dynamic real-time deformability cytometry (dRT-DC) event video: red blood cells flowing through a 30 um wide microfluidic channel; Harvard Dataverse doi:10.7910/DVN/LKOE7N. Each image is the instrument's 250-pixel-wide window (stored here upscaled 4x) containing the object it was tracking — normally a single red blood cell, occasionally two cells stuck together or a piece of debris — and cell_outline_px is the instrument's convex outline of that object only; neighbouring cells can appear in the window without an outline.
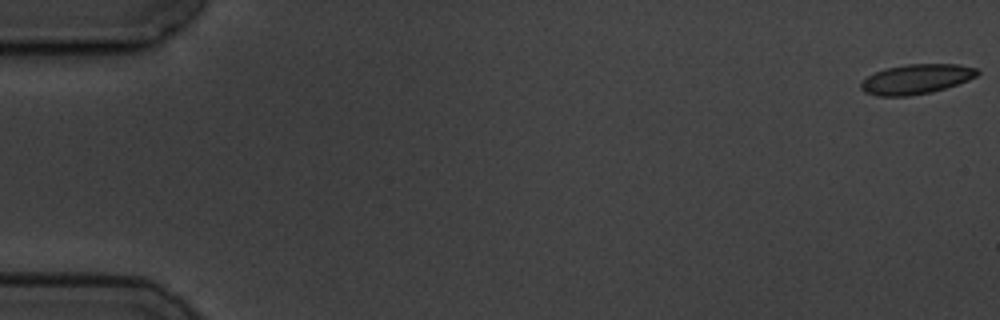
{"species": "common noctule bat (a hibernating species)", "species_latin": "Nyctalus noctula", "temperature_condition": "cold", "stored_images_in_passage": 5, "camera_frame_rate_fps": 3000, "um_per_image_px": 0.085, "animal": {"sex": "male", "body_mass_g": 19.5, "forearm_length_mm": 54.6}, "frame": {"image": 1, "passage_image": 1, "time_ms": 0.0, "image_size_px": [1000, 320], "cell_outline_px": [[980, 72], [976, 76], [968, 80], [932, 92], [908, 96], [876, 96], [864, 92], [860, 88], [860, 84], [868, 76], [876, 72], [888, 68], [908, 64], [956, 64], [976, 68]], "centroid_in_image_um": [77.87, 6.73], "position_along_channel_um": 7.1, "area_um2": 20.0}}
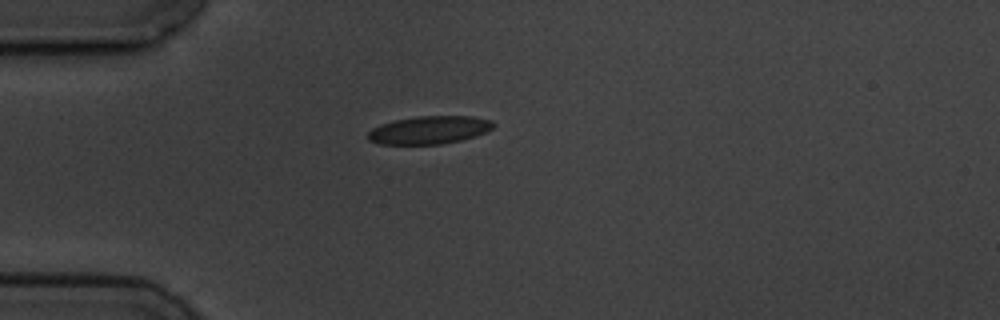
{"frame": {"image": 2, "passage_image": 5, "time_ms": 5.0, "image_size_px": [1000, 320], "cell_outline_px": [[496, 124], [492, 128], [476, 136], [460, 140], [440, 144], [380, 144], [368, 140], [368, 132], [372, 128], [380, 124], [396, 120], [416, 116], [472, 116], [492, 120]], "centroid_in_image_um": [36.49, 11.04], "position_along_channel_um": 48.5, "area_um2": 20.4}}